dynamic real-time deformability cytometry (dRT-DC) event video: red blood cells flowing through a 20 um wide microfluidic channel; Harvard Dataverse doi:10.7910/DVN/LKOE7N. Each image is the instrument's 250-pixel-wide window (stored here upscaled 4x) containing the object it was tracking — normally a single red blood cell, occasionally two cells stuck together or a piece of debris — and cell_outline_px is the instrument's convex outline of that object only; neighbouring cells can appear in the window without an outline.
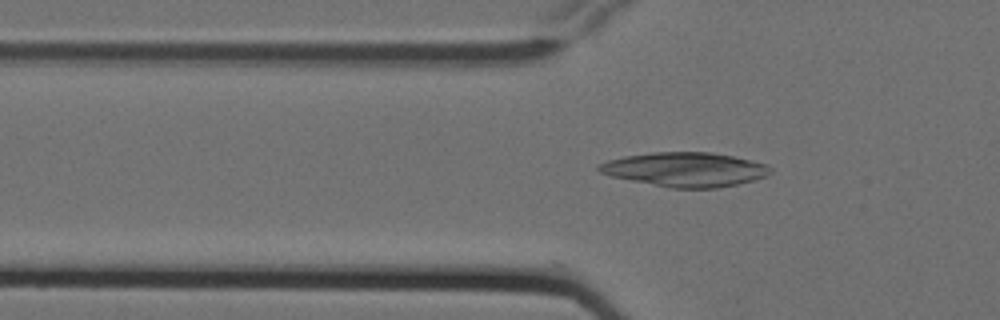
{"species": "Egyptian fruit bat (a non-hibernating species)", "species_latin": "Rousettus aegyptiacus", "temperature_condition": "cold", "stored_images_in_passage": 4, "camera_frame_rate_fps": 3000, "um_per_image_px": 0.085, "animal": {"sex": "female"}, "frame": {"image": 1, "passage_image": 4, "time_ms": 1.0, "image_size_px": [1000, 320], "cell_outline_px": [[772, 172], [768, 176], [736, 184], [716, 188], [672, 188], [612, 176], [600, 172], [596, 168], [596, 164], [608, 160], [624, 156], [652, 152], [712, 152], [732, 156], [768, 164], [772, 168]], "centroid_in_image_um": [58.25, 14.39], "position_along_channel_um": 67.5, "area_um2": 34.16}}